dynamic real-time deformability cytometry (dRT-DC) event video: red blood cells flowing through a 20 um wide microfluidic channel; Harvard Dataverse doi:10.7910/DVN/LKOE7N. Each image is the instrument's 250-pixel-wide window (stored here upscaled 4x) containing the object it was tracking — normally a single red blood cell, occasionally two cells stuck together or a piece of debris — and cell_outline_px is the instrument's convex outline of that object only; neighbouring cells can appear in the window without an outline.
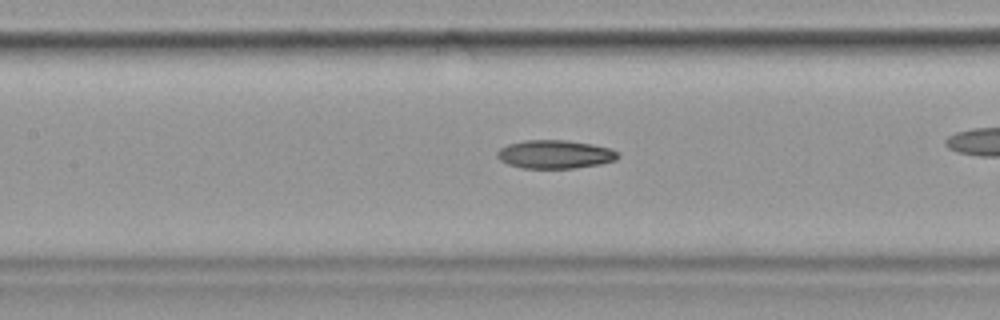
{"species": "common noctule bat (a hibernating species)", "species_latin": "Nyctalus noctula", "temperature_condition": "cold", "stored_images_in_passage": 35, "camera_frame_rate_fps": 3000, "um_per_image_px": 0.085, "animal": {"sex": "female", "body_mass_g": 19.9}, "frame": {"image": 1, "passage_image": 16, "time_ms": 5.0, "image_size_px": [1000, 320], "cell_outline_px": [[620, 156], [616, 160], [600, 164], [572, 168], [520, 168], [508, 164], [500, 160], [496, 156], [496, 152], [500, 148], [508, 144], [524, 140], [564, 140], [592, 144], [608, 148], [616, 152]], "centroid_in_image_um": [47.13, 13.12], "position_along_channel_um": 160.3, "area_um2": 19.94}}